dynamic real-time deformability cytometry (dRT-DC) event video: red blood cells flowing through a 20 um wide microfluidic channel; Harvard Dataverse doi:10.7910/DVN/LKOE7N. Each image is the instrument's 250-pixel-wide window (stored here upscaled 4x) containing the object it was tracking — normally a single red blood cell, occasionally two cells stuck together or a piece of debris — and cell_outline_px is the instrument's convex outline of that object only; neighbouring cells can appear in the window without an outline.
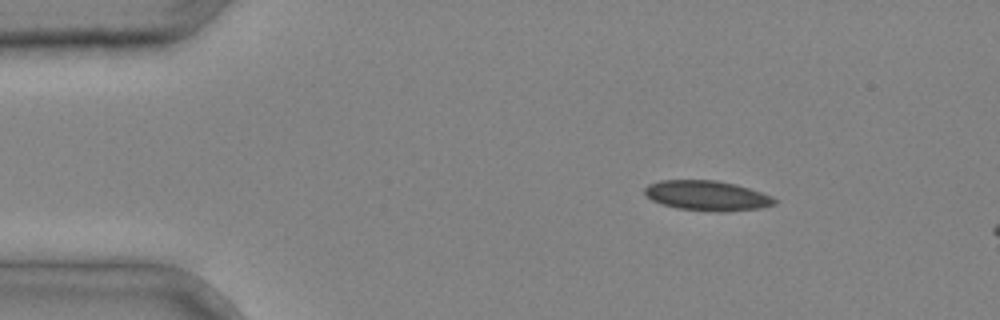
{"species": "common noctule bat (a hibernating species)", "species_latin": "Nyctalus noctula", "temperature_condition": "cold", "stored_images_in_passage": 3, "camera_frame_rate_fps": 3000, "um_per_image_px": 0.085, "animal": {"sex": "male", "body_mass_g": 20.4}, "frame": {"image": 1, "passage_image": 1, "time_ms": 0.0, "image_size_px": [1000, 320], "cell_outline_px": [[780, 200], [776, 204], [760, 208], [724, 212], [712, 212], [676, 208], [660, 204], [644, 196], [644, 188], [648, 184], [660, 180], [716, 180], [736, 184], [772, 196]], "centroid_in_image_um": [60.09, 16.64], "position_along_channel_um": 24.9, "area_um2": 23.06}}
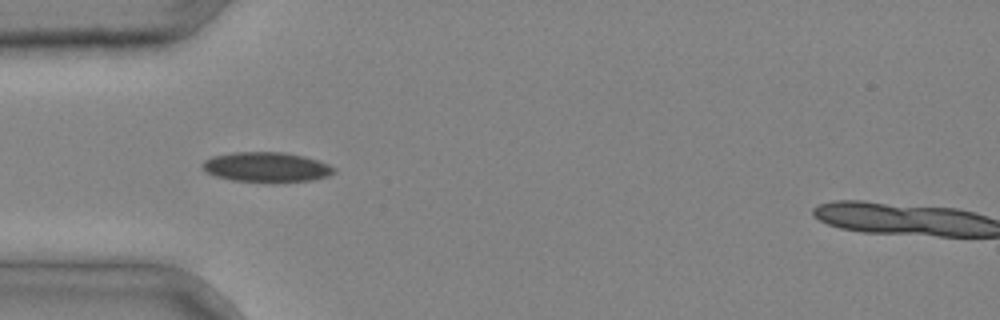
{"frame": {"image": 2, "passage_image": 2, "time_ms": 0.333, "image_size_px": [1000, 320], "cell_outline_px": [[336, 172], [328, 176], [312, 180], [276, 184], [272, 184], [232, 180], [216, 176], [208, 172], [200, 164], [204, 160], [212, 156], [232, 152], [284, 152], [304, 156], [328, 164], [336, 168]], "centroid_in_image_um": [22.67, 14.23], "position_along_channel_um": 62.3, "area_um2": 23.47}}